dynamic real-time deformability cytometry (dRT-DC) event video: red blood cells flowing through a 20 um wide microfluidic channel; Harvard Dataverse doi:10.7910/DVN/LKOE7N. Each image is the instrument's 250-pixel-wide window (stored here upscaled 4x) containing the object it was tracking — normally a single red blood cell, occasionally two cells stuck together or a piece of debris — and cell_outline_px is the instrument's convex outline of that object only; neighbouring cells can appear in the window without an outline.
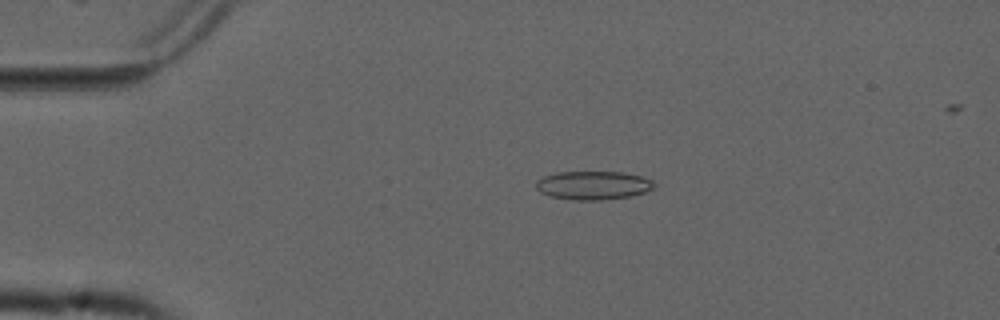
{"species": "common noctule bat (a hibernating species)", "species_latin": "Nyctalus noctula", "temperature_condition": "cold", "stored_images_in_passage": 44, "camera_frame_rate_fps": 3000, "um_per_image_px": 0.085, "animal": {"sex": "male", "forearm_length_mm": 52.5}, "frame": {"image": 1, "passage_image": 1, "time_ms": 0.0, "image_size_px": [1000, 320], "cell_outline_px": [[656, 184], [652, 188], [644, 192], [628, 196], [600, 200], [572, 200], [548, 196], [540, 192], [536, 188], [536, 180], [544, 176], [556, 172], [624, 172], [640, 176], [652, 180]], "centroid_in_image_um": [50.37, 15.75], "position_along_channel_um": 34.6, "area_um2": 19.65}}
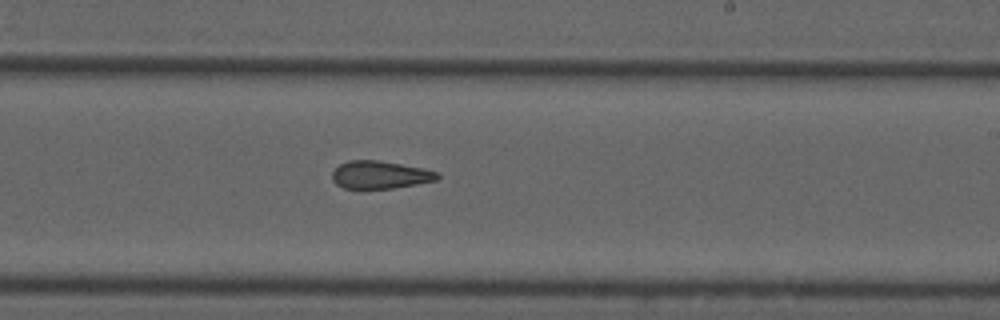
{"frame": {"image": 2, "passage_image": 22, "time_ms": 7.0, "image_size_px": [1000, 320], "cell_outline_px": [[440, 176], [436, 180], [416, 184], [392, 188], [344, 188], [336, 184], [332, 180], [332, 172], [340, 164], [348, 160], [376, 160], [400, 164], [440, 172]], "centroid_in_image_um": [32.29, 14.86], "position_along_channel_um": 256.7, "area_um2": 16.82}}
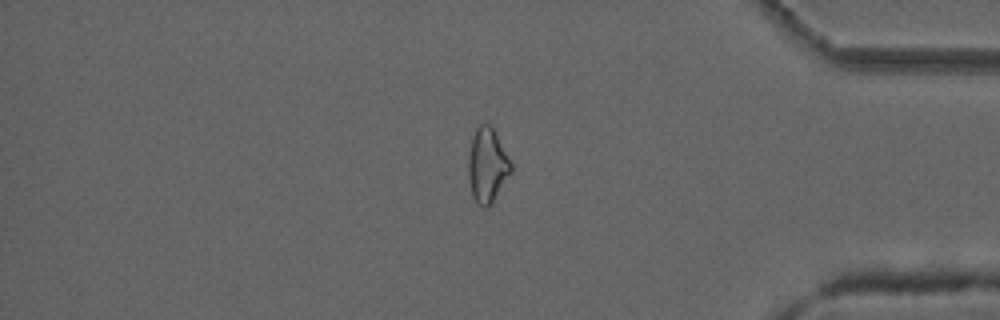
{"frame": {"image": 3, "passage_image": 35, "time_ms": 11.333, "image_size_px": [1000, 320], "cell_outline_px": [[512, 172], [492, 204], [488, 208], [480, 208], [476, 204], [472, 196], [468, 176], [468, 156], [472, 136], [476, 128], [480, 124], [488, 124], [496, 132], [512, 164]], "centroid_in_image_um": [41.42, 14.1], "position_along_channel_um": 393.8, "area_um2": 18.9}, "authors_computed_cell_mechanics": {"area_um2": 18.5249, "velocity_mm_per_s": 3.777, "shape_relaxation_time_tau1_ms": null, "shape_relaxation_time_tau2_ms": 4.0264, "deformation_change_tau1": null, "deformation_change_tau2": 0.121}}